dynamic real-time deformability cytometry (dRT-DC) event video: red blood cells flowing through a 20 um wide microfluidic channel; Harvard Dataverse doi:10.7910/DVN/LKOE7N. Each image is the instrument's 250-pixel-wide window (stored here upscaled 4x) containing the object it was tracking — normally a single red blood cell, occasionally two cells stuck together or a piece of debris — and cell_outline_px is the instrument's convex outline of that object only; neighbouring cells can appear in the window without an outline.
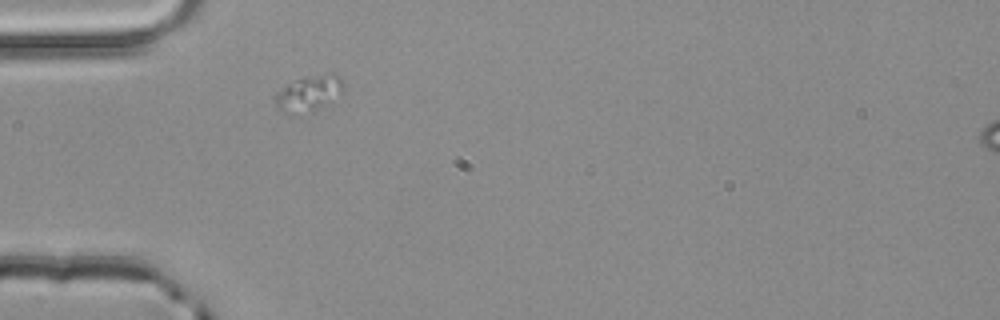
{"species": "common noctule bat (a hibernating species)", "species_latin": "Nyctalus noctula", "temperature_condition": "room temperature", "stored_images_in_passage": 1, "camera_frame_rate_fps": 3000, "um_per_image_px": 0.085, "animal": {"sex": "male", "body_mass_g": 20.4}, "frame": {"image": 1, "passage_image": 1, "time_ms": 0.0, "image_size_px": [1000, 320], "cell_outline_px": [[344, 92], [312, 112], [284, 112], [276, 108], [272, 100], [272, 96], [288, 84], [296, 80], [336, 72], [344, 84]], "centroid_in_image_um": [26.24, 7.94], "position_along_channel_um": 58.8, "area_um2": 13.99}}